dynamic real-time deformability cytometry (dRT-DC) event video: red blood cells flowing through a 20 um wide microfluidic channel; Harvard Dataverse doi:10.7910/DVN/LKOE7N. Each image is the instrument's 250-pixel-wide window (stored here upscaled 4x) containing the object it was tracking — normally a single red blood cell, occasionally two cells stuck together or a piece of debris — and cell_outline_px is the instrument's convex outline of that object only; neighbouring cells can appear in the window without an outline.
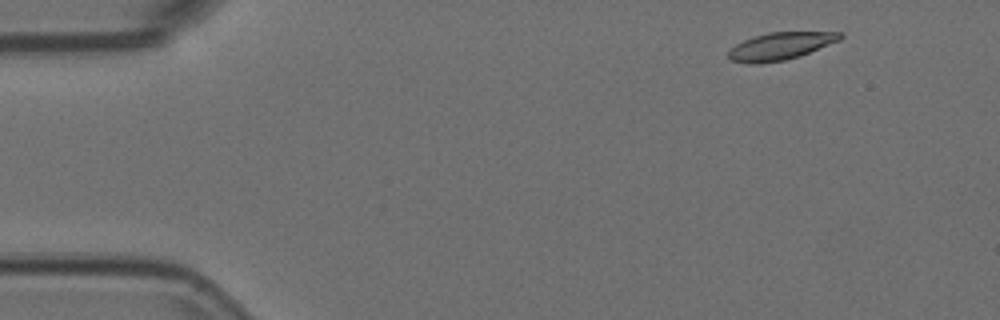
{"species": "Egyptian fruit bat (a non-hibernating species)", "species_latin": "Rousettus aegyptiacus", "temperature_condition": "room temperature", "stored_images_in_passage": 3, "camera_frame_rate_fps": 3000, "um_per_image_px": 0.085, "animal": {"sex": "female"}, "frame": {"image": 1, "passage_image": 1, "time_ms": 0.0, "image_size_px": [1000, 320], "cell_outline_px": [[844, 36], [840, 40], [800, 56], [784, 60], [760, 64], [748, 64], [732, 60], [728, 56], [728, 52], [736, 44], [752, 36], [768, 32], [844, 32]], "centroid_in_image_um": [66.34, 3.92], "position_along_channel_um": 18.7, "area_um2": 17.92}}